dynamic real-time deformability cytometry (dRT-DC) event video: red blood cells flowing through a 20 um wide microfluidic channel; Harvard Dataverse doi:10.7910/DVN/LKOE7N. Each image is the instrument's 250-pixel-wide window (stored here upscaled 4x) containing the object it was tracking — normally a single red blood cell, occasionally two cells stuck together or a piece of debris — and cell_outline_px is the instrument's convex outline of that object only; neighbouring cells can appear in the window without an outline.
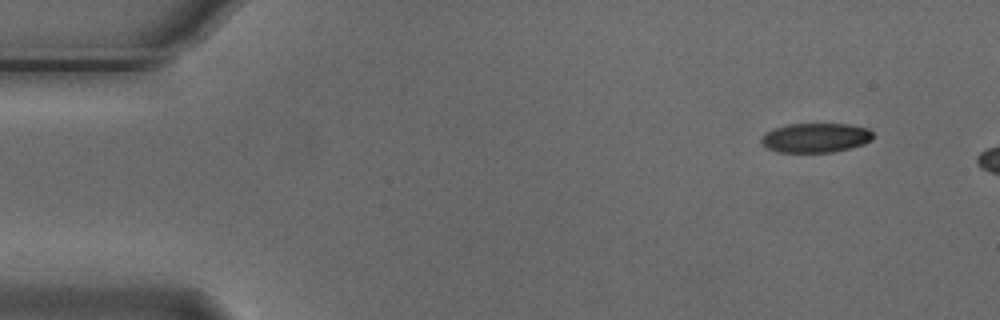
{"species": "Egyptian fruit bat (a non-hibernating species)", "species_latin": "Rousettus aegyptiacus", "temperature_condition": "cold", "stored_images_in_passage": 5, "segment_of_instrument_passage": [2, 2], "camera_frame_rate_fps": 3000, "um_per_image_px": 0.085, "animal": {"sex": "male"}, "frame": {"image": 1, "passage_image": 5, "time_ms": 1.333, "image_size_px": [1000, 320], "cell_outline_px": [[872, 140], [864, 144], [852, 148], [832, 152], [776, 152], [760, 144], [760, 140], [768, 132], [776, 128], [788, 124], [852, 124], [868, 128], [872, 132]], "centroid_in_image_um": [69.36, 11.71], "position_along_channel_um": 15.6, "area_um2": 19.19}}